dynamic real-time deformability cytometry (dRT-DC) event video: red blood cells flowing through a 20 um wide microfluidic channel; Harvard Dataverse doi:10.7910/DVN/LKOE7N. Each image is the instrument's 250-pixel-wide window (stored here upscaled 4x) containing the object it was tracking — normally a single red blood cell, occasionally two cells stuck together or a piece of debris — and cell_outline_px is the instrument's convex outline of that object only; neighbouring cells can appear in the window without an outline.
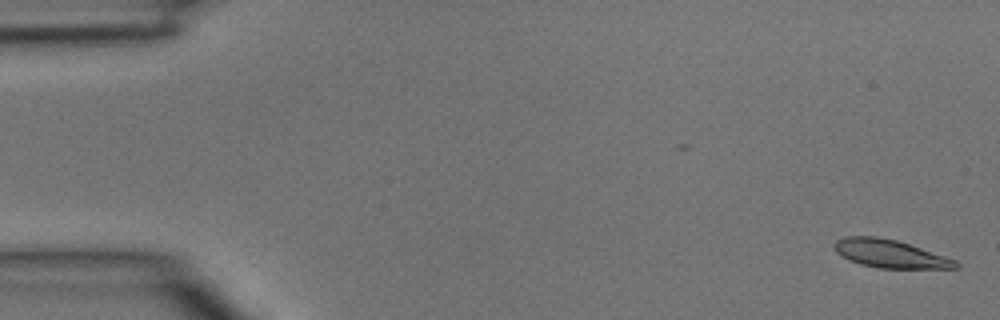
{"species": "common noctule bat (a hibernating species)", "species_latin": "Nyctalus noctula", "temperature_condition": "room temperature", "stored_images_in_passage": 44, "camera_frame_rate_fps": 3000, "um_per_image_px": 0.085, "animal": {"sex": "male", "body_mass_g": 15.6}, "frame": {"image": 1, "passage_image": 1, "time_ms": 0.0, "image_size_px": [1000, 320], "cell_outline_px": [[960, 268], [876, 268], [860, 264], [848, 260], [836, 252], [832, 244], [836, 240], [844, 236], [876, 236], [896, 240], [956, 260], [960, 264]], "centroid_in_image_um": [75.6, 21.57], "position_along_channel_um": 9.4, "area_um2": 19.83}}
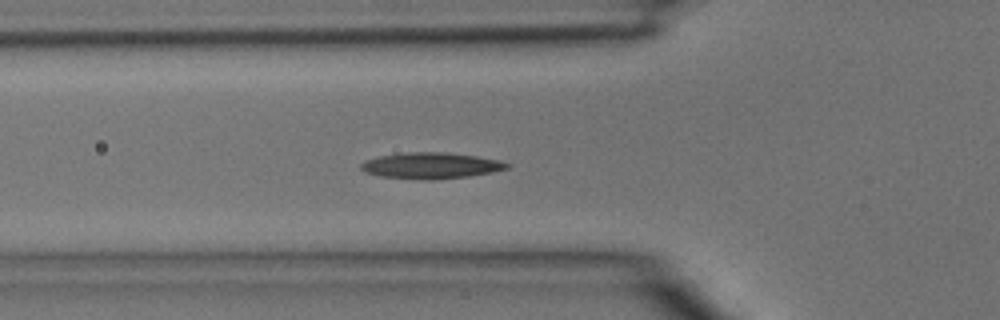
{"frame": {"image": 2, "passage_image": 15, "time_ms": 4.667, "image_size_px": [1000, 320], "cell_outline_px": [[512, 164], [508, 168], [492, 172], [468, 176], [432, 180], [420, 180], [380, 176], [364, 172], [360, 168], [360, 164], [364, 160], [380, 156], [408, 152], [444, 152], [476, 156], [500, 160]], "centroid_in_image_um": [36.62, 14.08], "position_along_channel_um": 89.2, "area_um2": 22.31}}
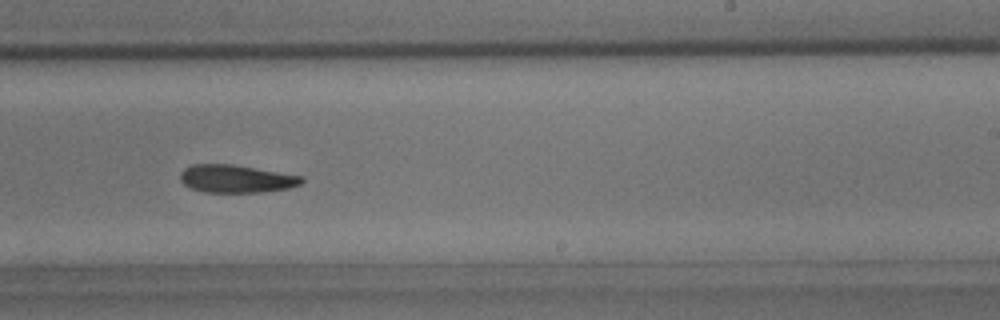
{"frame": {"image": 3, "passage_image": 27, "time_ms": 8.667, "image_size_px": [1000, 320], "cell_outline_px": [[304, 180], [300, 184], [288, 188], [264, 192], [204, 192], [188, 188], [180, 180], [180, 172], [184, 168], [192, 164], [232, 164], [304, 176]], "centroid_in_image_um": [20.05, 15.19], "position_along_channel_um": 269.0, "area_um2": 19.83}}